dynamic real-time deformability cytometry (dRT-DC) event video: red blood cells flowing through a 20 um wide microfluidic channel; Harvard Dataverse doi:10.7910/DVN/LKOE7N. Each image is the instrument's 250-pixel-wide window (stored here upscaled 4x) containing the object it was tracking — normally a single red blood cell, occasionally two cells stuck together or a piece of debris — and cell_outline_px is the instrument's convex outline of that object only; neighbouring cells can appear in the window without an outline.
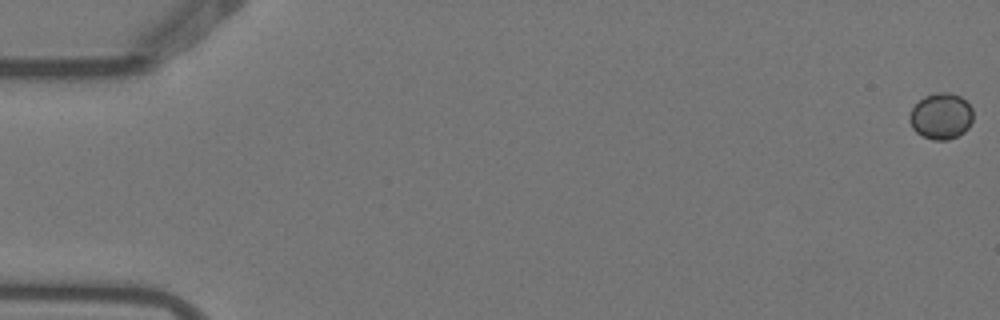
{"species": "Egyptian fruit bat (a non-hibernating species)", "species_latin": "Rousettus aegyptiacus", "temperature_condition": "warm", "stored_images_in_passage": 10, "camera_frame_rate_fps": 3000, "um_per_image_px": 0.085, "animal": {"sex": "female"}, "frame": {"image": 1, "passage_image": 1, "time_ms": 0.0, "image_size_px": [1000, 320], "cell_outline_px": [[972, 120], [968, 128], [964, 132], [948, 140], [932, 140], [916, 132], [912, 128], [908, 120], [908, 116], [912, 108], [924, 96], [936, 92], [948, 92], [960, 96], [972, 108]], "centroid_in_image_um": [79.97, 9.87], "position_along_channel_um": 5.0, "area_um2": 17.11}}
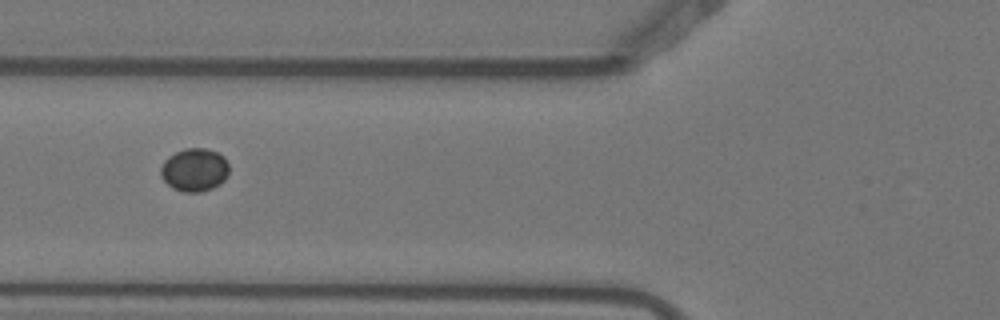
{"frame": {"image": 2, "passage_image": 6, "time_ms": 1.667, "image_size_px": [1000, 320], "cell_outline_px": [[228, 172], [224, 180], [220, 184], [212, 188], [200, 192], [184, 192], [172, 188], [160, 176], [160, 168], [164, 160], [168, 156], [184, 148], [204, 148], [216, 152], [224, 156], [228, 164]], "centroid_in_image_um": [16.51, 14.43], "position_along_channel_um": 109.3, "area_um2": 17.22}}
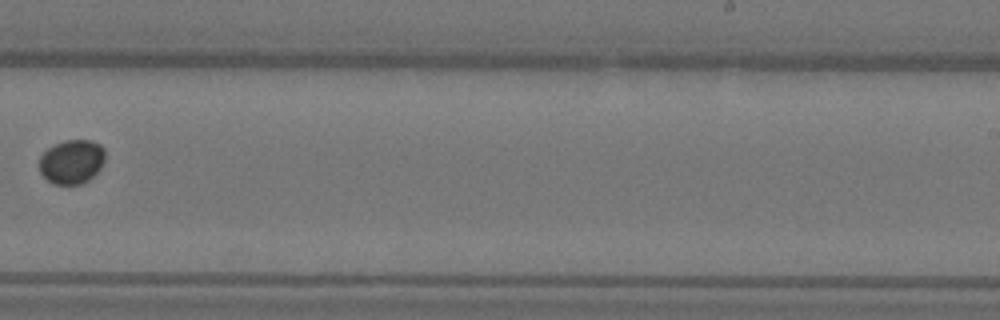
{"frame": {"image": 3, "passage_image": 10, "time_ms": 3.0, "image_size_px": [1000, 320], "cell_outline_px": [[104, 160], [100, 168], [88, 180], [80, 184], [52, 184], [40, 172], [40, 156], [48, 148], [64, 140], [88, 140], [100, 144], [104, 148]], "centroid_in_image_um": [6.09, 13.74], "position_along_channel_um": 282.9, "area_um2": 16.76}}